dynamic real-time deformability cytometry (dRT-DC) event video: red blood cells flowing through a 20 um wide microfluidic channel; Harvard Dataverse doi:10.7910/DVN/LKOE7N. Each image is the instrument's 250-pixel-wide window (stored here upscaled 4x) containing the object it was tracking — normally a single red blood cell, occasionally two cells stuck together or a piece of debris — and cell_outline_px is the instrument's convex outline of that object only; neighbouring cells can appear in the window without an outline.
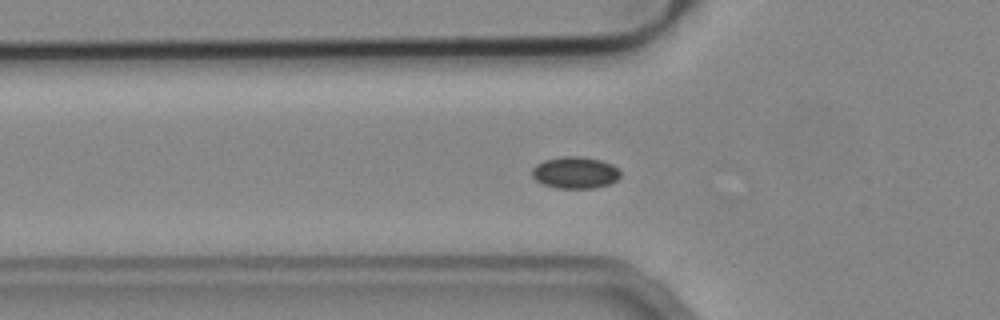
{"species": "common noctule bat (a hibernating species)", "species_latin": "Nyctalus noctula", "temperature_condition": "cold", "stored_images_in_passage": 41, "segment_of_instrument_passage": [1, 2], "camera_frame_rate_fps": 3000, "um_per_image_px": 0.085, "animal": {"sex": "male", "body_mass_g": 19.2, "forearm_length_mm": 51.8}, "frame": {"image": 1, "passage_image": 4, "time_ms": 1.0, "image_size_px": [1000, 320], "cell_outline_px": [[620, 176], [616, 180], [608, 184], [592, 188], [556, 188], [544, 184], [536, 180], [532, 176], [532, 168], [536, 164], [544, 160], [564, 156], [584, 156], [600, 160], [612, 164], [620, 168]], "centroid_in_image_um": [48.89, 14.66], "position_along_channel_um": 76.9, "area_um2": 16.42}}
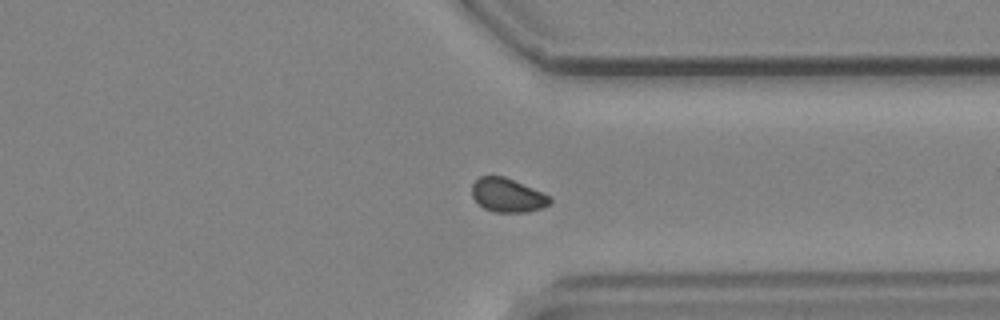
{"frame": {"image": 2, "passage_image": 27, "time_ms": 8.667, "image_size_px": [1000, 320], "cell_outline_px": [[552, 204], [528, 212], [496, 212], [484, 208], [472, 196], [472, 184], [480, 176], [504, 176], [552, 196]], "centroid_in_image_um": [43.18, 16.59], "position_along_channel_um": 368.2, "area_um2": 15.37}}
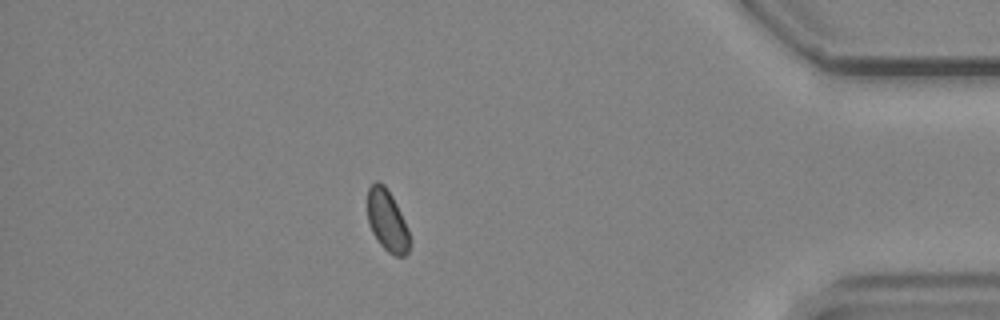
{"frame": {"image": 3, "passage_image": 33, "time_ms": 10.667, "image_size_px": [1000, 320], "cell_outline_px": [[412, 240], [408, 252], [404, 256], [396, 256], [388, 252], [380, 244], [372, 232], [368, 220], [368, 188], [376, 180], [384, 184], [392, 196], [408, 228]], "centroid_in_image_um": [32.93, 18.78], "position_along_channel_um": 402.3, "area_um2": 15.14}}